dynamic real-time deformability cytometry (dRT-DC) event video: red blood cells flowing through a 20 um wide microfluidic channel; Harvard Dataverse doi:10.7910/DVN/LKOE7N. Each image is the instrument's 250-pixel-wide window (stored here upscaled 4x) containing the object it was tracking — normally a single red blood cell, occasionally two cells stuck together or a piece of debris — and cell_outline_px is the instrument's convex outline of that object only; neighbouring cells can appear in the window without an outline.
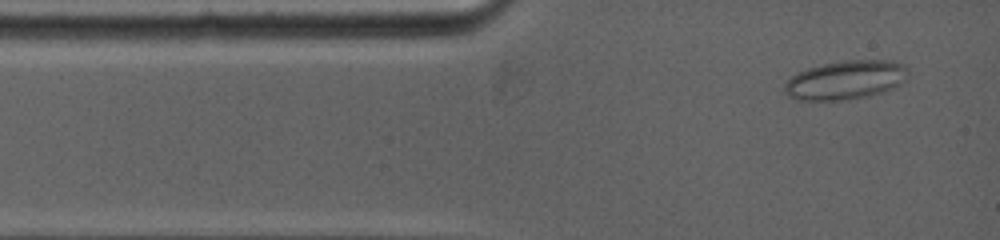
{"species": "common noctule bat (a hibernating species)", "species_latin": "Nyctalus noctula", "temperature_condition": "warm", "stored_images_in_passage": 5, "camera_frame_rate_fps": 5000, "um_per_image_px": 0.085, "animal": {"sex": "female", "body_mass_g": 19.0, "forearm_length_mm": 53.3}, "frame": {"image": 1, "passage_image": 2, "time_ms": 0.4, "image_size_px": [1000, 240], "cell_outline_px": [[908, 72], [904, 80], [900, 84], [892, 88], [868, 96], [848, 100], [796, 100], [788, 96], [784, 92], [784, 84], [796, 72], [808, 68], [824, 64], [844, 60], [892, 60], [904, 64]], "centroid_in_image_um": [71.85, 6.8], "position_along_channel_um": 13.1, "area_um2": 28.03}}
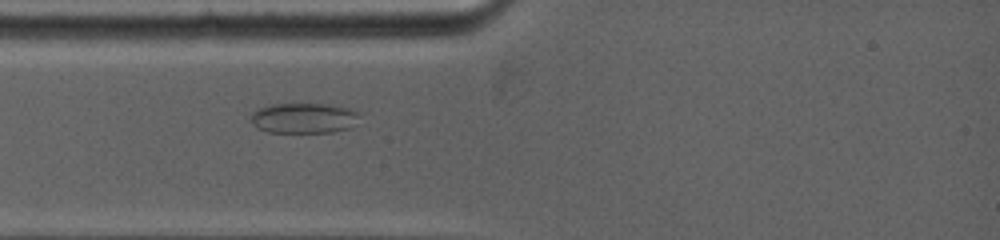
{"frame": {"image": 2, "passage_image": 5, "time_ms": 2.4, "image_size_px": [1000, 240], "cell_outline_px": [[356, 116], [348, 128], [332, 132], [268, 132], [256, 128], [252, 120], [252, 112], [260, 108], [272, 104], [328, 104], [348, 108], [356, 112]], "centroid_in_image_um": [25.74, 10.04], "position_along_channel_um": 59.3, "area_um2": 18.67}}